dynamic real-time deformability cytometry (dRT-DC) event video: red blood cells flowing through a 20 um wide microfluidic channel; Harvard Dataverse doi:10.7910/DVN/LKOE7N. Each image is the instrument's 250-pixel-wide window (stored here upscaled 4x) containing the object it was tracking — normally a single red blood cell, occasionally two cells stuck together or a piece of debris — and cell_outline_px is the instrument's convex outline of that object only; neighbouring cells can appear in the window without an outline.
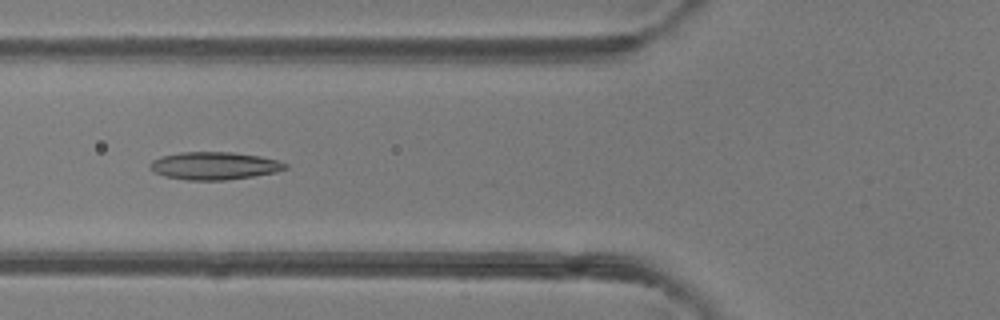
{"species": "common noctule bat (a hibernating species)", "species_latin": "Nyctalus noctula", "temperature_condition": "room temperature", "stored_images_in_passage": 6, "camera_frame_rate_fps": 3000, "um_per_image_px": 0.085, "animal": {"sex": "female"}, "frame": {"image": 1, "passage_image": 5, "time_ms": 1.333, "image_size_px": [1000, 320], "cell_outline_px": [[288, 168], [276, 172], [228, 180], [188, 180], [164, 176], [148, 168], [148, 164], [152, 160], [160, 156], [180, 152], [232, 152], [260, 156], [276, 160], [288, 164]], "centroid_in_image_um": [18.19, 14.09], "position_along_channel_um": 107.6, "area_um2": 21.91}}
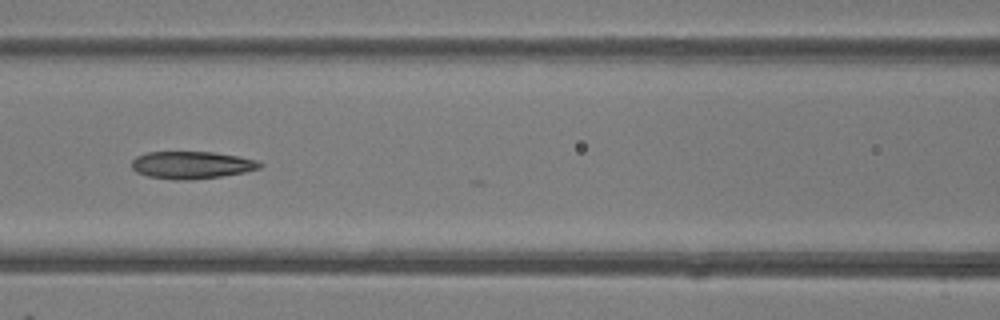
{"frame": {"image": 2, "passage_image": 6, "time_ms": 1.667, "image_size_px": [1000, 320], "cell_outline_px": [[264, 164], [260, 168], [244, 172], [220, 176], [192, 180], [176, 180], [148, 176], [136, 172], [132, 168], [132, 160], [136, 156], [148, 152], [212, 152], [236, 156], [256, 160]], "centroid_in_image_um": [16.27, 14.03], "position_along_channel_um": 150.3, "area_um2": 20.35}}